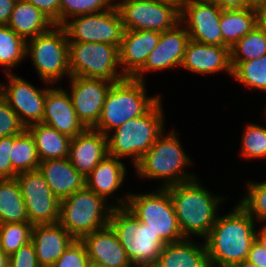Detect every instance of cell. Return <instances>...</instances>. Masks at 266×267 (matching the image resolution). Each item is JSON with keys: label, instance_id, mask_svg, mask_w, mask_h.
Wrapping results in <instances>:
<instances>
[{"label": "cell", "instance_id": "cell-40", "mask_svg": "<svg viewBox=\"0 0 266 267\" xmlns=\"http://www.w3.org/2000/svg\"><path fill=\"white\" fill-rule=\"evenodd\" d=\"M25 129L17 114L0 95V138L18 135Z\"/></svg>", "mask_w": 266, "mask_h": 267}, {"label": "cell", "instance_id": "cell-43", "mask_svg": "<svg viewBox=\"0 0 266 267\" xmlns=\"http://www.w3.org/2000/svg\"><path fill=\"white\" fill-rule=\"evenodd\" d=\"M44 13L54 25H60V0H25Z\"/></svg>", "mask_w": 266, "mask_h": 267}, {"label": "cell", "instance_id": "cell-9", "mask_svg": "<svg viewBox=\"0 0 266 267\" xmlns=\"http://www.w3.org/2000/svg\"><path fill=\"white\" fill-rule=\"evenodd\" d=\"M126 207L134 216L148 225L166 243L185 239L178 225L174 206L167 188L150 192L130 193Z\"/></svg>", "mask_w": 266, "mask_h": 267}, {"label": "cell", "instance_id": "cell-28", "mask_svg": "<svg viewBox=\"0 0 266 267\" xmlns=\"http://www.w3.org/2000/svg\"><path fill=\"white\" fill-rule=\"evenodd\" d=\"M32 135L40 161L67 158L71 138L43 123L26 128Z\"/></svg>", "mask_w": 266, "mask_h": 267}, {"label": "cell", "instance_id": "cell-44", "mask_svg": "<svg viewBox=\"0 0 266 267\" xmlns=\"http://www.w3.org/2000/svg\"><path fill=\"white\" fill-rule=\"evenodd\" d=\"M247 261L255 263L261 267H266V249H264L257 240H255L251 245Z\"/></svg>", "mask_w": 266, "mask_h": 267}, {"label": "cell", "instance_id": "cell-38", "mask_svg": "<svg viewBox=\"0 0 266 267\" xmlns=\"http://www.w3.org/2000/svg\"><path fill=\"white\" fill-rule=\"evenodd\" d=\"M114 0H60V25L70 18L114 7Z\"/></svg>", "mask_w": 266, "mask_h": 267}, {"label": "cell", "instance_id": "cell-36", "mask_svg": "<svg viewBox=\"0 0 266 267\" xmlns=\"http://www.w3.org/2000/svg\"><path fill=\"white\" fill-rule=\"evenodd\" d=\"M244 195L238 204L257 222H266V180L264 182L245 181ZM241 198V199H240Z\"/></svg>", "mask_w": 266, "mask_h": 267}, {"label": "cell", "instance_id": "cell-18", "mask_svg": "<svg viewBox=\"0 0 266 267\" xmlns=\"http://www.w3.org/2000/svg\"><path fill=\"white\" fill-rule=\"evenodd\" d=\"M127 169V166L121 159L107 155L85 177L86 188L102 196L107 202H111L113 207H126L130 192H125L122 196L114 195L119 191H123L121 187L123 189V183L126 182L125 179L128 176Z\"/></svg>", "mask_w": 266, "mask_h": 267}, {"label": "cell", "instance_id": "cell-16", "mask_svg": "<svg viewBox=\"0 0 266 267\" xmlns=\"http://www.w3.org/2000/svg\"><path fill=\"white\" fill-rule=\"evenodd\" d=\"M189 34L186 28L178 23L173 29L161 32L158 45L148 55L144 66L132 77L143 82L147 73L181 69Z\"/></svg>", "mask_w": 266, "mask_h": 267}, {"label": "cell", "instance_id": "cell-51", "mask_svg": "<svg viewBox=\"0 0 266 267\" xmlns=\"http://www.w3.org/2000/svg\"><path fill=\"white\" fill-rule=\"evenodd\" d=\"M0 267H9V256L0 249Z\"/></svg>", "mask_w": 266, "mask_h": 267}, {"label": "cell", "instance_id": "cell-50", "mask_svg": "<svg viewBox=\"0 0 266 267\" xmlns=\"http://www.w3.org/2000/svg\"><path fill=\"white\" fill-rule=\"evenodd\" d=\"M246 4L249 7L259 9L266 4V0H246Z\"/></svg>", "mask_w": 266, "mask_h": 267}, {"label": "cell", "instance_id": "cell-14", "mask_svg": "<svg viewBox=\"0 0 266 267\" xmlns=\"http://www.w3.org/2000/svg\"><path fill=\"white\" fill-rule=\"evenodd\" d=\"M15 178L19 183L29 223H58L60 199L52 193L41 172L38 169L21 172Z\"/></svg>", "mask_w": 266, "mask_h": 267}, {"label": "cell", "instance_id": "cell-31", "mask_svg": "<svg viewBox=\"0 0 266 267\" xmlns=\"http://www.w3.org/2000/svg\"><path fill=\"white\" fill-rule=\"evenodd\" d=\"M266 55V31L257 24L230 48L232 70L240 63Z\"/></svg>", "mask_w": 266, "mask_h": 267}, {"label": "cell", "instance_id": "cell-55", "mask_svg": "<svg viewBox=\"0 0 266 267\" xmlns=\"http://www.w3.org/2000/svg\"><path fill=\"white\" fill-rule=\"evenodd\" d=\"M126 1H132V0H114V2H126Z\"/></svg>", "mask_w": 266, "mask_h": 267}, {"label": "cell", "instance_id": "cell-34", "mask_svg": "<svg viewBox=\"0 0 266 267\" xmlns=\"http://www.w3.org/2000/svg\"><path fill=\"white\" fill-rule=\"evenodd\" d=\"M232 78L244 88L266 94V55L259 59L240 62L232 70Z\"/></svg>", "mask_w": 266, "mask_h": 267}, {"label": "cell", "instance_id": "cell-24", "mask_svg": "<svg viewBox=\"0 0 266 267\" xmlns=\"http://www.w3.org/2000/svg\"><path fill=\"white\" fill-rule=\"evenodd\" d=\"M74 240L59 223L36 224L32 227L31 242L35 246L40 267H52Z\"/></svg>", "mask_w": 266, "mask_h": 267}, {"label": "cell", "instance_id": "cell-42", "mask_svg": "<svg viewBox=\"0 0 266 267\" xmlns=\"http://www.w3.org/2000/svg\"><path fill=\"white\" fill-rule=\"evenodd\" d=\"M13 135L0 138V179H13L17 172L12 168L10 160Z\"/></svg>", "mask_w": 266, "mask_h": 267}, {"label": "cell", "instance_id": "cell-37", "mask_svg": "<svg viewBox=\"0 0 266 267\" xmlns=\"http://www.w3.org/2000/svg\"><path fill=\"white\" fill-rule=\"evenodd\" d=\"M32 227L29 222L0 224V249L11 256L31 241Z\"/></svg>", "mask_w": 266, "mask_h": 267}, {"label": "cell", "instance_id": "cell-25", "mask_svg": "<svg viewBox=\"0 0 266 267\" xmlns=\"http://www.w3.org/2000/svg\"><path fill=\"white\" fill-rule=\"evenodd\" d=\"M38 170L60 200L86 187L85 177L74 168L68 157L40 161Z\"/></svg>", "mask_w": 266, "mask_h": 267}, {"label": "cell", "instance_id": "cell-41", "mask_svg": "<svg viewBox=\"0 0 266 267\" xmlns=\"http://www.w3.org/2000/svg\"><path fill=\"white\" fill-rule=\"evenodd\" d=\"M9 267H40L31 241L9 256Z\"/></svg>", "mask_w": 266, "mask_h": 267}, {"label": "cell", "instance_id": "cell-10", "mask_svg": "<svg viewBox=\"0 0 266 267\" xmlns=\"http://www.w3.org/2000/svg\"><path fill=\"white\" fill-rule=\"evenodd\" d=\"M71 76L118 82L125 77L120 68L119 48L107 43L69 42Z\"/></svg>", "mask_w": 266, "mask_h": 267}, {"label": "cell", "instance_id": "cell-30", "mask_svg": "<svg viewBox=\"0 0 266 267\" xmlns=\"http://www.w3.org/2000/svg\"><path fill=\"white\" fill-rule=\"evenodd\" d=\"M29 222L16 178L0 179V224Z\"/></svg>", "mask_w": 266, "mask_h": 267}, {"label": "cell", "instance_id": "cell-32", "mask_svg": "<svg viewBox=\"0 0 266 267\" xmlns=\"http://www.w3.org/2000/svg\"><path fill=\"white\" fill-rule=\"evenodd\" d=\"M26 59V41L9 26L0 25V66L4 74L14 70Z\"/></svg>", "mask_w": 266, "mask_h": 267}, {"label": "cell", "instance_id": "cell-3", "mask_svg": "<svg viewBox=\"0 0 266 267\" xmlns=\"http://www.w3.org/2000/svg\"><path fill=\"white\" fill-rule=\"evenodd\" d=\"M175 129L165 130L133 167L141 180H159L157 187L166 188L197 178L191 170L188 172L194 159L183 148Z\"/></svg>", "mask_w": 266, "mask_h": 267}, {"label": "cell", "instance_id": "cell-46", "mask_svg": "<svg viewBox=\"0 0 266 267\" xmlns=\"http://www.w3.org/2000/svg\"><path fill=\"white\" fill-rule=\"evenodd\" d=\"M222 10L245 9L249 6L246 0H217L216 3Z\"/></svg>", "mask_w": 266, "mask_h": 267}, {"label": "cell", "instance_id": "cell-52", "mask_svg": "<svg viewBox=\"0 0 266 267\" xmlns=\"http://www.w3.org/2000/svg\"><path fill=\"white\" fill-rule=\"evenodd\" d=\"M233 267H261V266H258L255 263H250L247 260H244V261L234 265Z\"/></svg>", "mask_w": 266, "mask_h": 267}, {"label": "cell", "instance_id": "cell-39", "mask_svg": "<svg viewBox=\"0 0 266 267\" xmlns=\"http://www.w3.org/2000/svg\"><path fill=\"white\" fill-rule=\"evenodd\" d=\"M88 261L84 243L75 239L52 267H88Z\"/></svg>", "mask_w": 266, "mask_h": 267}, {"label": "cell", "instance_id": "cell-8", "mask_svg": "<svg viewBox=\"0 0 266 267\" xmlns=\"http://www.w3.org/2000/svg\"><path fill=\"white\" fill-rule=\"evenodd\" d=\"M113 206L84 188L60 200L59 221L76 240L109 225Z\"/></svg>", "mask_w": 266, "mask_h": 267}, {"label": "cell", "instance_id": "cell-53", "mask_svg": "<svg viewBox=\"0 0 266 267\" xmlns=\"http://www.w3.org/2000/svg\"><path fill=\"white\" fill-rule=\"evenodd\" d=\"M88 267H107L105 265H102L100 263H97V262H94V261H91L89 260L88 261Z\"/></svg>", "mask_w": 266, "mask_h": 267}, {"label": "cell", "instance_id": "cell-29", "mask_svg": "<svg viewBox=\"0 0 266 267\" xmlns=\"http://www.w3.org/2000/svg\"><path fill=\"white\" fill-rule=\"evenodd\" d=\"M258 24V9L222 10L220 29L223 35V46L231 48L244 35Z\"/></svg>", "mask_w": 266, "mask_h": 267}, {"label": "cell", "instance_id": "cell-17", "mask_svg": "<svg viewBox=\"0 0 266 267\" xmlns=\"http://www.w3.org/2000/svg\"><path fill=\"white\" fill-rule=\"evenodd\" d=\"M221 13L222 9L215 3L188 2L180 12V23L186 28L190 40L223 46Z\"/></svg>", "mask_w": 266, "mask_h": 267}, {"label": "cell", "instance_id": "cell-6", "mask_svg": "<svg viewBox=\"0 0 266 267\" xmlns=\"http://www.w3.org/2000/svg\"><path fill=\"white\" fill-rule=\"evenodd\" d=\"M109 225L115 231L133 267H153L165 242L127 207H113Z\"/></svg>", "mask_w": 266, "mask_h": 267}, {"label": "cell", "instance_id": "cell-20", "mask_svg": "<svg viewBox=\"0 0 266 267\" xmlns=\"http://www.w3.org/2000/svg\"><path fill=\"white\" fill-rule=\"evenodd\" d=\"M60 85L47 91L42 123L73 138L86 128L77 118L69 93Z\"/></svg>", "mask_w": 266, "mask_h": 267}, {"label": "cell", "instance_id": "cell-13", "mask_svg": "<svg viewBox=\"0 0 266 267\" xmlns=\"http://www.w3.org/2000/svg\"><path fill=\"white\" fill-rule=\"evenodd\" d=\"M125 30L163 32L180 23V12L158 0L114 2Z\"/></svg>", "mask_w": 266, "mask_h": 267}, {"label": "cell", "instance_id": "cell-26", "mask_svg": "<svg viewBox=\"0 0 266 267\" xmlns=\"http://www.w3.org/2000/svg\"><path fill=\"white\" fill-rule=\"evenodd\" d=\"M194 239L165 244L153 267H210L205 242Z\"/></svg>", "mask_w": 266, "mask_h": 267}, {"label": "cell", "instance_id": "cell-47", "mask_svg": "<svg viewBox=\"0 0 266 267\" xmlns=\"http://www.w3.org/2000/svg\"><path fill=\"white\" fill-rule=\"evenodd\" d=\"M259 224L260 228H256V240L266 249V222Z\"/></svg>", "mask_w": 266, "mask_h": 267}, {"label": "cell", "instance_id": "cell-4", "mask_svg": "<svg viewBox=\"0 0 266 267\" xmlns=\"http://www.w3.org/2000/svg\"><path fill=\"white\" fill-rule=\"evenodd\" d=\"M160 98L145 114L134 117L107 135L108 155L130 159L134 167L166 130V117Z\"/></svg>", "mask_w": 266, "mask_h": 267}, {"label": "cell", "instance_id": "cell-35", "mask_svg": "<svg viewBox=\"0 0 266 267\" xmlns=\"http://www.w3.org/2000/svg\"><path fill=\"white\" fill-rule=\"evenodd\" d=\"M266 123V114L263 112ZM239 154L247 161L266 159V126L254 122L245 124L242 130Z\"/></svg>", "mask_w": 266, "mask_h": 267}, {"label": "cell", "instance_id": "cell-54", "mask_svg": "<svg viewBox=\"0 0 266 267\" xmlns=\"http://www.w3.org/2000/svg\"><path fill=\"white\" fill-rule=\"evenodd\" d=\"M188 2H199V3H217V0H188Z\"/></svg>", "mask_w": 266, "mask_h": 267}, {"label": "cell", "instance_id": "cell-33", "mask_svg": "<svg viewBox=\"0 0 266 267\" xmlns=\"http://www.w3.org/2000/svg\"><path fill=\"white\" fill-rule=\"evenodd\" d=\"M9 155L12 168L17 173L39 168L40 159L35 141L27 129L18 135H13V144Z\"/></svg>", "mask_w": 266, "mask_h": 267}, {"label": "cell", "instance_id": "cell-19", "mask_svg": "<svg viewBox=\"0 0 266 267\" xmlns=\"http://www.w3.org/2000/svg\"><path fill=\"white\" fill-rule=\"evenodd\" d=\"M181 68L197 75L228 74L232 79L230 48L189 40Z\"/></svg>", "mask_w": 266, "mask_h": 267}, {"label": "cell", "instance_id": "cell-48", "mask_svg": "<svg viewBox=\"0 0 266 267\" xmlns=\"http://www.w3.org/2000/svg\"><path fill=\"white\" fill-rule=\"evenodd\" d=\"M158 1L173 6L179 12H181L185 7V5L188 3V0H158Z\"/></svg>", "mask_w": 266, "mask_h": 267}, {"label": "cell", "instance_id": "cell-23", "mask_svg": "<svg viewBox=\"0 0 266 267\" xmlns=\"http://www.w3.org/2000/svg\"><path fill=\"white\" fill-rule=\"evenodd\" d=\"M81 241L86 247L89 260L107 267H133L110 225L85 235Z\"/></svg>", "mask_w": 266, "mask_h": 267}, {"label": "cell", "instance_id": "cell-45", "mask_svg": "<svg viewBox=\"0 0 266 267\" xmlns=\"http://www.w3.org/2000/svg\"><path fill=\"white\" fill-rule=\"evenodd\" d=\"M17 0H0V25H7Z\"/></svg>", "mask_w": 266, "mask_h": 267}, {"label": "cell", "instance_id": "cell-12", "mask_svg": "<svg viewBox=\"0 0 266 267\" xmlns=\"http://www.w3.org/2000/svg\"><path fill=\"white\" fill-rule=\"evenodd\" d=\"M6 82L0 83V95L19 117L25 128L42 123L47 91L53 86L45 82L44 87H36L32 82L7 73Z\"/></svg>", "mask_w": 266, "mask_h": 267}, {"label": "cell", "instance_id": "cell-2", "mask_svg": "<svg viewBox=\"0 0 266 267\" xmlns=\"http://www.w3.org/2000/svg\"><path fill=\"white\" fill-rule=\"evenodd\" d=\"M201 181L197 177L166 187L185 238L197 236L198 240L204 239L216 222L222 203L228 200L226 196L209 191Z\"/></svg>", "mask_w": 266, "mask_h": 267}, {"label": "cell", "instance_id": "cell-15", "mask_svg": "<svg viewBox=\"0 0 266 267\" xmlns=\"http://www.w3.org/2000/svg\"><path fill=\"white\" fill-rule=\"evenodd\" d=\"M69 93L78 120L86 129L94 128L102 113L106 94L113 82L101 78L71 76Z\"/></svg>", "mask_w": 266, "mask_h": 267}, {"label": "cell", "instance_id": "cell-5", "mask_svg": "<svg viewBox=\"0 0 266 267\" xmlns=\"http://www.w3.org/2000/svg\"><path fill=\"white\" fill-rule=\"evenodd\" d=\"M146 83L132 77L114 82L106 94L101 117L93 129L107 136L131 118L145 114L161 98L160 94L148 96Z\"/></svg>", "mask_w": 266, "mask_h": 267}, {"label": "cell", "instance_id": "cell-7", "mask_svg": "<svg viewBox=\"0 0 266 267\" xmlns=\"http://www.w3.org/2000/svg\"><path fill=\"white\" fill-rule=\"evenodd\" d=\"M36 70L43 84L57 85L71 77L69 68V41L61 25L26 41V58Z\"/></svg>", "mask_w": 266, "mask_h": 267}, {"label": "cell", "instance_id": "cell-1", "mask_svg": "<svg viewBox=\"0 0 266 267\" xmlns=\"http://www.w3.org/2000/svg\"><path fill=\"white\" fill-rule=\"evenodd\" d=\"M237 203L218 214L205 242L210 267H233L247 260L259 224ZM257 225V227H256Z\"/></svg>", "mask_w": 266, "mask_h": 267}, {"label": "cell", "instance_id": "cell-21", "mask_svg": "<svg viewBox=\"0 0 266 267\" xmlns=\"http://www.w3.org/2000/svg\"><path fill=\"white\" fill-rule=\"evenodd\" d=\"M160 32L125 30L119 47V63L124 77H133L158 45Z\"/></svg>", "mask_w": 266, "mask_h": 267}, {"label": "cell", "instance_id": "cell-27", "mask_svg": "<svg viewBox=\"0 0 266 267\" xmlns=\"http://www.w3.org/2000/svg\"><path fill=\"white\" fill-rule=\"evenodd\" d=\"M54 23L32 3L17 0L7 23L25 41L48 31Z\"/></svg>", "mask_w": 266, "mask_h": 267}, {"label": "cell", "instance_id": "cell-22", "mask_svg": "<svg viewBox=\"0 0 266 267\" xmlns=\"http://www.w3.org/2000/svg\"><path fill=\"white\" fill-rule=\"evenodd\" d=\"M107 155V136L93 128L85 129L70 140L68 158L84 177H87Z\"/></svg>", "mask_w": 266, "mask_h": 267}, {"label": "cell", "instance_id": "cell-11", "mask_svg": "<svg viewBox=\"0 0 266 267\" xmlns=\"http://www.w3.org/2000/svg\"><path fill=\"white\" fill-rule=\"evenodd\" d=\"M69 42L107 43L120 47L124 25L116 6L68 19L61 25Z\"/></svg>", "mask_w": 266, "mask_h": 267}, {"label": "cell", "instance_id": "cell-49", "mask_svg": "<svg viewBox=\"0 0 266 267\" xmlns=\"http://www.w3.org/2000/svg\"><path fill=\"white\" fill-rule=\"evenodd\" d=\"M258 24L266 31V4L258 9Z\"/></svg>", "mask_w": 266, "mask_h": 267}]
</instances>
